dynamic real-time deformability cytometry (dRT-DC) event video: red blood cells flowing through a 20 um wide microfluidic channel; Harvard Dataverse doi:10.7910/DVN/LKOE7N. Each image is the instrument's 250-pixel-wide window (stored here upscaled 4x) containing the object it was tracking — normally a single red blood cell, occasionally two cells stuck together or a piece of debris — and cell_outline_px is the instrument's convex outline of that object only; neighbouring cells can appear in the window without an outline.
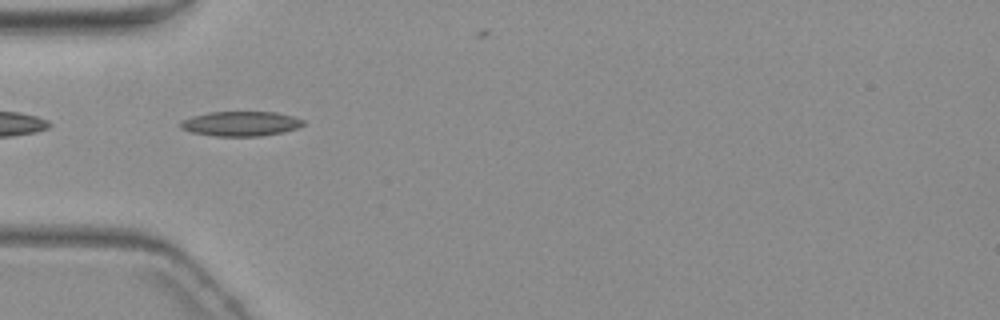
{"species": "common noctule bat (a hibernating species)", "species_latin": "Nyctalus noctula", "temperature_condition": "warm", "stored_images_in_passage": 6, "camera_frame_rate_fps": 3000, "um_per_image_px": 0.085, "animal": {"sex": "female", "body_mass_g": 19.3, "forearm_length_mm": 54.1}, "frame": {"image": 1, "passage_image": 5, "time_ms": 5.333, "image_size_px": [1000, 320], "cell_outline_px": [[304, 124], [300, 128], [284, 132], [260, 136], [216, 136], [192, 132], [180, 128], [180, 120], [192, 116], [208, 112], [276, 112], [292, 116], [304, 120]], "centroid_in_image_um": [20.47, 10.51], "position_along_channel_um": 64.5, "area_um2": 17.8}}
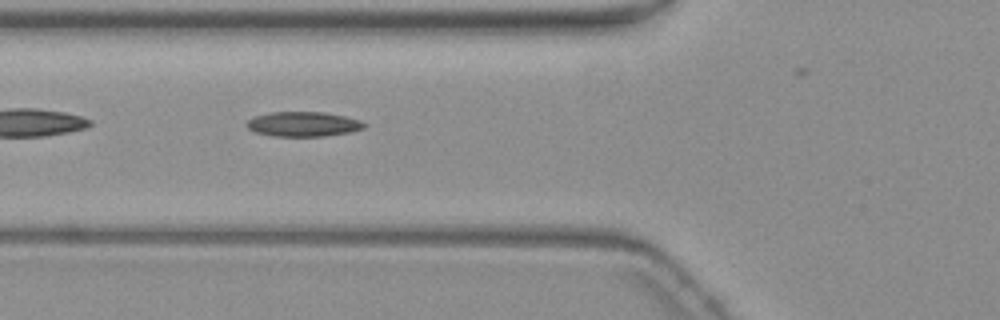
{"frame": {"image": 2, "passage_image": 6, "time_ms": 6.333, "image_size_px": [1000, 320], "cell_outline_px": [[368, 124], [364, 128], [348, 132], [324, 136], [272, 136], [256, 132], [248, 128], [244, 124], [252, 116], [272, 112], [324, 112], [344, 116], [360, 120]], "centroid_in_image_um": [25.75, 10.54], "position_along_channel_um": 100.1, "area_um2": 16.99}}